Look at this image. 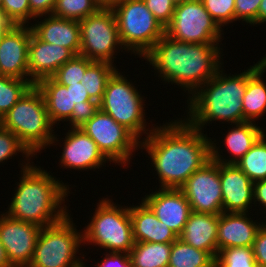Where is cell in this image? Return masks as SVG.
Here are the masks:
<instances>
[{
    "label": "cell",
    "instance_id": "cell-1",
    "mask_svg": "<svg viewBox=\"0 0 266 267\" xmlns=\"http://www.w3.org/2000/svg\"><path fill=\"white\" fill-rule=\"evenodd\" d=\"M143 139L140 149L150 156L160 188L179 189L211 160V139L181 118L154 127Z\"/></svg>",
    "mask_w": 266,
    "mask_h": 267
},
{
    "label": "cell",
    "instance_id": "cell-2",
    "mask_svg": "<svg viewBox=\"0 0 266 267\" xmlns=\"http://www.w3.org/2000/svg\"><path fill=\"white\" fill-rule=\"evenodd\" d=\"M219 43H186L164 34L143 56L165 82L193 95L211 79L223 62Z\"/></svg>",
    "mask_w": 266,
    "mask_h": 267
},
{
    "label": "cell",
    "instance_id": "cell-3",
    "mask_svg": "<svg viewBox=\"0 0 266 267\" xmlns=\"http://www.w3.org/2000/svg\"><path fill=\"white\" fill-rule=\"evenodd\" d=\"M30 164L25 161L20 163V182L17 183V189L5 214L41 228L48 227L69 214L64 203L66 196L70 194V187L40 166L38 168ZM62 204L64 205L61 206Z\"/></svg>",
    "mask_w": 266,
    "mask_h": 267
},
{
    "label": "cell",
    "instance_id": "cell-4",
    "mask_svg": "<svg viewBox=\"0 0 266 267\" xmlns=\"http://www.w3.org/2000/svg\"><path fill=\"white\" fill-rule=\"evenodd\" d=\"M264 61L263 57L246 71L232 76L226 75L223 68L219 69L211 79L188 97V115L184 120L200 131L205 124L207 126V123L212 121H225L231 123L230 125L245 122L242 99L248 77Z\"/></svg>",
    "mask_w": 266,
    "mask_h": 267
},
{
    "label": "cell",
    "instance_id": "cell-5",
    "mask_svg": "<svg viewBox=\"0 0 266 267\" xmlns=\"http://www.w3.org/2000/svg\"><path fill=\"white\" fill-rule=\"evenodd\" d=\"M0 124L15 134L34 156L59 141L53 132L54 125L43 94L36 85L6 113Z\"/></svg>",
    "mask_w": 266,
    "mask_h": 267
},
{
    "label": "cell",
    "instance_id": "cell-6",
    "mask_svg": "<svg viewBox=\"0 0 266 267\" xmlns=\"http://www.w3.org/2000/svg\"><path fill=\"white\" fill-rule=\"evenodd\" d=\"M94 213L82 231L83 244H95L109 252L129 253L135 244L129 207H120L103 197Z\"/></svg>",
    "mask_w": 266,
    "mask_h": 267
},
{
    "label": "cell",
    "instance_id": "cell-7",
    "mask_svg": "<svg viewBox=\"0 0 266 267\" xmlns=\"http://www.w3.org/2000/svg\"><path fill=\"white\" fill-rule=\"evenodd\" d=\"M70 215L41 229L28 267H86L76 256L83 243V232L77 231Z\"/></svg>",
    "mask_w": 266,
    "mask_h": 267
},
{
    "label": "cell",
    "instance_id": "cell-8",
    "mask_svg": "<svg viewBox=\"0 0 266 267\" xmlns=\"http://www.w3.org/2000/svg\"><path fill=\"white\" fill-rule=\"evenodd\" d=\"M112 10L125 51L142 58L165 34V28L143 0H120Z\"/></svg>",
    "mask_w": 266,
    "mask_h": 267
},
{
    "label": "cell",
    "instance_id": "cell-9",
    "mask_svg": "<svg viewBox=\"0 0 266 267\" xmlns=\"http://www.w3.org/2000/svg\"><path fill=\"white\" fill-rule=\"evenodd\" d=\"M126 78L117 68L107 81L99 108L140 141L143 133L148 136L154 126L150 128L151 130L146 129L145 107H143L145 100L132 82L130 83Z\"/></svg>",
    "mask_w": 266,
    "mask_h": 267
},
{
    "label": "cell",
    "instance_id": "cell-10",
    "mask_svg": "<svg viewBox=\"0 0 266 267\" xmlns=\"http://www.w3.org/2000/svg\"><path fill=\"white\" fill-rule=\"evenodd\" d=\"M81 47L79 55L92 61L114 63L116 50L124 49L117 20L112 9H99L79 21ZM120 46V47H119Z\"/></svg>",
    "mask_w": 266,
    "mask_h": 267
},
{
    "label": "cell",
    "instance_id": "cell-11",
    "mask_svg": "<svg viewBox=\"0 0 266 267\" xmlns=\"http://www.w3.org/2000/svg\"><path fill=\"white\" fill-rule=\"evenodd\" d=\"M223 30L212 19L201 0H188L175 5L165 34L186 43H219Z\"/></svg>",
    "mask_w": 266,
    "mask_h": 267
},
{
    "label": "cell",
    "instance_id": "cell-12",
    "mask_svg": "<svg viewBox=\"0 0 266 267\" xmlns=\"http://www.w3.org/2000/svg\"><path fill=\"white\" fill-rule=\"evenodd\" d=\"M80 129L97 144L110 163H120L122 167L130 164L133 152L140 148V141L129 130L100 109Z\"/></svg>",
    "mask_w": 266,
    "mask_h": 267
},
{
    "label": "cell",
    "instance_id": "cell-13",
    "mask_svg": "<svg viewBox=\"0 0 266 267\" xmlns=\"http://www.w3.org/2000/svg\"><path fill=\"white\" fill-rule=\"evenodd\" d=\"M179 189L186 196L192 211L216 215L223 213L220 162L211 159Z\"/></svg>",
    "mask_w": 266,
    "mask_h": 267
},
{
    "label": "cell",
    "instance_id": "cell-14",
    "mask_svg": "<svg viewBox=\"0 0 266 267\" xmlns=\"http://www.w3.org/2000/svg\"><path fill=\"white\" fill-rule=\"evenodd\" d=\"M41 227L0 214V241L13 267L31 263Z\"/></svg>",
    "mask_w": 266,
    "mask_h": 267
},
{
    "label": "cell",
    "instance_id": "cell-15",
    "mask_svg": "<svg viewBox=\"0 0 266 267\" xmlns=\"http://www.w3.org/2000/svg\"><path fill=\"white\" fill-rule=\"evenodd\" d=\"M14 25L0 41V75L29 80L28 45L32 28Z\"/></svg>",
    "mask_w": 266,
    "mask_h": 267
},
{
    "label": "cell",
    "instance_id": "cell-16",
    "mask_svg": "<svg viewBox=\"0 0 266 267\" xmlns=\"http://www.w3.org/2000/svg\"><path fill=\"white\" fill-rule=\"evenodd\" d=\"M142 200L156 217L179 236L192 212L186 196L180 189L159 188Z\"/></svg>",
    "mask_w": 266,
    "mask_h": 267
},
{
    "label": "cell",
    "instance_id": "cell-17",
    "mask_svg": "<svg viewBox=\"0 0 266 267\" xmlns=\"http://www.w3.org/2000/svg\"><path fill=\"white\" fill-rule=\"evenodd\" d=\"M27 56L29 80L35 85L42 79L52 77L75 54L66 47L40 40L32 32Z\"/></svg>",
    "mask_w": 266,
    "mask_h": 267
},
{
    "label": "cell",
    "instance_id": "cell-18",
    "mask_svg": "<svg viewBox=\"0 0 266 267\" xmlns=\"http://www.w3.org/2000/svg\"><path fill=\"white\" fill-rule=\"evenodd\" d=\"M64 139L59 165L64 168L96 169L109 161L98 149L97 144L80 128H70Z\"/></svg>",
    "mask_w": 266,
    "mask_h": 267
},
{
    "label": "cell",
    "instance_id": "cell-19",
    "mask_svg": "<svg viewBox=\"0 0 266 267\" xmlns=\"http://www.w3.org/2000/svg\"><path fill=\"white\" fill-rule=\"evenodd\" d=\"M220 182L223 212L248 213L254 204V183L249 177L236 164L220 163Z\"/></svg>",
    "mask_w": 266,
    "mask_h": 267
},
{
    "label": "cell",
    "instance_id": "cell-20",
    "mask_svg": "<svg viewBox=\"0 0 266 267\" xmlns=\"http://www.w3.org/2000/svg\"><path fill=\"white\" fill-rule=\"evenodd\" d=\"M249 213L223 212L219 214L217 254L230 247H252L263 222H253Z\"/></svg>",
    "mask_w": 266,
    "mask_h": 267
},
{
    "label": "cell",
    "instance_id": "cell-21",
    "mask_svg": "<svg viewBox=\"0 0 266 267\" xmlns=\"http://www.w3.org/2000/svg\"><path fill=\"white\" fill-rule=\"evenodd\" d=\"M47 16L31 26L33 33L44 42L66 47L75 55H79L81 47L79 21L52 14Z\"/></svg>",
    "mask_w": 266,
    "mask_h": 267
},
{
    "label": "cell",
    "instance_id": "cell-22",
    "mask_svg": "<svg viewBox=\"0 0 266 267\" xmlns=\"http://www.w3.org/2000/svg\"><path fill=\"white\" fill-rule=\"evenodd\" d=\"M141 204L129 207L135 242L172 243L178 236L165 223L161 222L150 207Z\"/></svg>",
    "mask_w": 266,
    "mask_h": 267
},
{
    "label": "cell",
    "instance_id": "cell-23",
    "mask_svg": "<svg viewBox=\"0 0 266 267\" xmlns=\"http://www.w3.org/2000/svg\"><path fill=\"white\" fill-rule=\"evenodd\" d=\"M219 215L192 211L178 238L196 249L217 257V231Z\"/></svg>",
    "mask_w": 266,
    "mask_h": 267
},
{
    "label": "cell",
    "instance_id": "cell-24",
    "mask_svg": "<svg viewBox=\"0 0 266 267\" xmlns=\"http://www.w3.org/2000/svg\"><path fill=\"white\" fill-rule=\"evenodd\" d=\"M229 128L228 133L225 136L224 144L226 145L227 151L231 153L229 159L223 158L219 153L220 148L216 146L211 139V159L215 162L223 164H235L241 157H243L250 148L257 142V140L264 134L265 129L260 128L258 124L254 122H242L236 123Z\"/></svg>",
    "mask_w": 266,
    "mask_h": 267
},
{
    "label": "cell",
    "instance_id": "cell-25",
    "mask_svg": "<svg viewBox=\"0 0 266 267\" xmlns=\"http://www.w3.org/2000/svg\"><path fill=\"white\" fill-rule=\"evenodd\" d=\"M43 94L47 113L53 125L60 121L67 122L73 112L71 90L57 83L52 77L35 84Z\"/></svg>",
    "mask_w": 266,
    "mask_h": 267
},
{
    "label": "cell",
    "instance_id": "cell-26",
    "mask_svg": "<svg viewBox=\"0 0 266 267\" xmlns=\"http://www.w3.org/2000/svg\"><path fill=\"white\" fill-rule=\"evenodd\" d=\"M266 71L264 61L249 77L242 99L245 122H254L266 112V83L262 76Z\"/></svg>",
    "mask_w": 266,
    "mask_h": 267
},
{
    "label": "cell",
    "instance_id": "cell-27",
    "mask_svg": "<svg viewBox=\"0 0 266 267\" xmlns=\"http://www.w3.org/2000/svg\"><path fill=\"white\" fill-rule=\"evenodd\" d=\"M172 243L135 242L128 253L132 267H168Z\"/></svg>",
    "mask_w": 266,
    "mask_h": 267
},
{
    "label": "cell",
    "instance_id": "cell-28",
    "mask_svg": "<svg viewBox=\"0 0 266 267\" xmlns=\"http://www.w3.org/2000/svg\"><path fill=\"white\" fill-rule=\"evenodd\" d=\"M168 267H215V258L209 252L196 249L178 238L172 242Z\"/></svg>",
    "mask_w": 266,
    "mask_h": 267
},
{
    "label": "cell",
    "instance_id": "cell-29",
    "mask_svg": "<svg viewBox=\"0 0 266 267\" xmlns=\"http://www.w3.org/2000/svg\"><path fill=\"white\" fill-rule=\"evenodd\" d=\"M116 70V66L109 62L92 61L88 65L80 84L86 88L90 99L101 102L107 81Z\"/></svg>",
    "mask_w": 266,
    "mask_h": 267
},
{
    "label": "cell",
    "instance_id": "cell-30",
    "mask_svg": "<svg viewBox=\"0 0 266 267\" xmlns=\"http://www.w3.org/2000/svg\"><path fill=\"white\" fill-rule=\"evenodd\" d=\"M255 183L266 180V134L235 163Z\"/></svg>",
    "mask_w": 266,
    "mask_h": 267
},
{
    "label": "cell",
    "instance_id": "cell-31",
    "mask_svg": "<svg viewBox=\"0 0 266 267\" xmlns=\"http://www.w3.org/2000/svg\"><path fill=\"white\" fill-rule=\"evenodd\" d=\"M33 85L31 80L0 75V120Z\"/></svg>",
    "mask_w": 266,
    "mask_h": 267
},
{
    "label": "cell",
    "instance_id": "cell-32",
    "mask_svg": "<svg viewBox=\"0 0 266 267\" xmlns=\"http://www.w3.org/2000/svg\"><path fill=\"white\" fill-rule=\"evenodd\" d=\"M99 9L93 0H57L52 15L81 21Z\"/></svg>",
    "mask_w": 266,
    "mask_h": 267
},
{
    "label": "cell",
    "instance_id": "cell-33",
    "mask_svg": "<svg viewBox=\"0 0 266 267\" xmlns=\"http://www.w3.org/2000/svg\"><path fill=\"white\" fill-rule=\"evenodd\" d=\"M252 247H230L220 250L215 267H256Z\"/></svg>",
    "mask_w": 266,
    "mask_h": 267
},
{
    "label": "cell",
    "instance_id": "cell-34",
    "mask_svg": "<svg viewBox=\"0 0 266 267\" xmlns=\"http://www.w3.org/2000/svg\"><path fill=\"white\" fill-rule=\"evenodd\" d=\"M92 60L75 55L71 60L64 63L52 76L59 84L68 86L83 81V76Z\"/></svg>",
    "mask_w": 266,
    "mask_h": 267
},
{
    "label": "cell",
    "instance_id": "cell-35",
    "mask_svg": "<svg viewBox=\"0 0 266 267\" xmlns=\"http://www.w3.org/2000/svg\"><path fill=\"white\" fill-rule=\"evenodd\" d=\"M19 152L27 162H30V156H34L15 134L0 124V163L11 159Z\"/></svg>",
    "mask_w": 266,
    "mask_h": 267
},
{
    "label": "cell",
    "instance_id": "cell-36",
    "mask_svg": "<svg viewBox=\"0 0 266 267\" xmlns=\"http://www.w3.org/2000/svg\"><path fill=\"white\" fill-rule=\"evenodd\" d=\"M212 19L222 29L234 22L235 0H201Z\"/></svg>",
    "mask_w": 266,
    "mask_h": 267
},
{
    "label": "cell",
    "instance_id": "cell-37",
    "mask_svg": "<svg viewBox=\"0 0 266 267\" xmlns=\"http://www.w3.org/2000/svg\"><path fill=\"white\" fill-rule=\"evenodd\" d=\"M1 10L14 25H26L36 20L31 13L29 0H2Z\"/></svg>",
    "mask_w": 266,
    "mask_h": 267
},
{
    "label": "cell",
    "instance_id": "cell-38",
    "mask_svg": "<svg viewBox=\"0 0 266 267\" xmlns=\"http://www.w3.org/2000/svg\"><path fill=\"white\" fill-rule=\"evenodd\" d=\"M234 21L242 20L249 25L258 24V9L261 0H235Z\"/></svg>",
    "mask_w": 266,
    "mask_h": 267
},
{
    "label": "cell",
    "instance_id": "cell-39",
    "mask_svg": "<svg viewBox=\"0 0 266 267\" xmlns=\"http://www.w3.org/2000/svg\"><path fill=\"white\" fill-rule=\"evenodd\" d=\"M99 109V103L92 99L85 101L83 104L78 106H74L72 115L68 120L70 128H80L88 122L99 111Z\"/></svg>",
    "mask_w": 266,
    "mask_h": 267
},
{
    "label": "cell",
    "instance_id": "cell-40",
    "mask_svg": "<svg viewBox=\"0 0 266 267\" xmlns=\"http://www.w3.org/2000/svg\"><path fill=\"white\" fill-rule=\"evenodd\" d=\"M146 7L165 28L174 14L175 4L171 0H143Z\"/></svg>",
    "mask_w": 266,
    "mask_h": 267
},
{
    "label": "cell",
    "instance_id": "cell-41",
    "mask_svg": "<svg viewBox=\"0 0 266 267\" xmlns=\"http://www.w3.org/2000/svg\"><path fill=\"white\" fill-rule=\"evenodd\" d=\"M252 248L256 264L266 266V221L258 230Z\"/></svg>",
    "mask_w": 266,
    "mask_h": 267
},
{
    "label": "cell",
    "instance_id": "cell-42",
    "mask_svg": "<svg viewBox=\"0 0 266 267\" xmlns=\"http://www.w3.org/2000/svg\"><path fill=\"white\" fill-rule=\"evenodd\" d=\"M105 255L94 267H132L128 253L107 252Z\"/></svg>",
    "mask_w": 266,
    "mask_h": 267
},
{
    "label": "cell",
    "instance_id": "cell-43",
    "mask_svg": "<svg viewBox=\"0 0 266 267\" xmlns=\"http://www.w3.org/2000/svg\"><path fill=\"white\" fill-rule=\"evenodd\" d=\"M57 0H29L31 13L36 17L50 15L53 12Z\"/></svg>",
    "mask_w": 266,
    "mask_h": 267
},
{
    "label": "cell",
    "instance_id": "cell-44",
    "mask_svg": "<svg viewBox=\"0 0 266 267\" xmlns=\"http://www.w3.org/2000/svg\"><path fill=\"white\" fill-rule=\"evenodd\" d=\"M67 89L71 90L72 107L83 104L85 101L91 100L89 98L86 88L79 83L66 86Z\"/></svg>",
    "mask_w": 266,
    "mask_h": 267
},
{
    "label": "cell",
    "instance_id": "cell-45",
    "mask_svg": "<svg viewBox=\"0 0 266 267\" xmlns=\"http://www.w3.org/2000/svg\"><path fill=\"white\" fill-rule=\"evenodd\" d=\"M253 197L254 204H259L261 210L264 209L266 211V180L257 181L254 183Z\"/></svg>",
    "mask_w": 266,
    "mask_h": 267
},
{
    "label": "cell",
    "instance_id": "cell-46",
    "mask_svg": "<svg viewBox=\"0 0 266 267\" xmlns=\"http://www.w3.org/2000/svg\"><path fill=\"white\" fill-rule=\"evenodd\" d=\"M13 26L14 24L6 17L4 12L0 10V41Z\"/></svg>",
    "mask_w": 266,
    "mask_h": 267
},
{
    "label": "cell",
    "instance_id": "cell-47",
    "mask_svg": "<svg viewBox=\"0 0 266 267\" xmlns=\"http://www.w3.org/2000/svg\"><path fill=\"white\" fill-rule=\"evenodd\" d=\"M100 9H112L120 0H93Z\"/></svg>",
    "mask_w": 266,
    "mask_h": 267
},
{
    "label": "cell",
    "instance_id": "cell-48",
    "mask_svg": "<svg viewBox=\"0 0 266 267\" xmlns=\"http://www.w3.org/2000/svg\"><path fill=\"white\" fill-rule=\"evenodd\" d=\"M266 23V0H261L258 9V24Z\"/></svg>",
    "mask_w": 266,
    "mask_h": 267
},
{
    "label": "cell",
    "instance_id": "cell-49",
    "mask_svg": "<svg viewBox=\"0 0 266 267\" xmlns=\"http://www.w3.org/2000/svg\"><path fill=\"white\" fill-rule=\"evenodd\" d=\"M0 267H13L6 255L5 248L0 241Z\"/></svg>",
    "mask_w": 266,
    "mask_h": 267
},
{
    "label": "cell",
    "instance_id": "cell-50",
    "mask_svg": "<svg viewBox=\"0 0 266 267\" xmlns=\"http://www.w3.org/2000/svg\"><path fill=\"white\" fill-rule=\"evenodd\" d=\"M175 5H178V4H181L185 1H188V0H171Z\"/></svg>",
    "mask_w": 266,
    "mask_h": 267
}]
</instances>
